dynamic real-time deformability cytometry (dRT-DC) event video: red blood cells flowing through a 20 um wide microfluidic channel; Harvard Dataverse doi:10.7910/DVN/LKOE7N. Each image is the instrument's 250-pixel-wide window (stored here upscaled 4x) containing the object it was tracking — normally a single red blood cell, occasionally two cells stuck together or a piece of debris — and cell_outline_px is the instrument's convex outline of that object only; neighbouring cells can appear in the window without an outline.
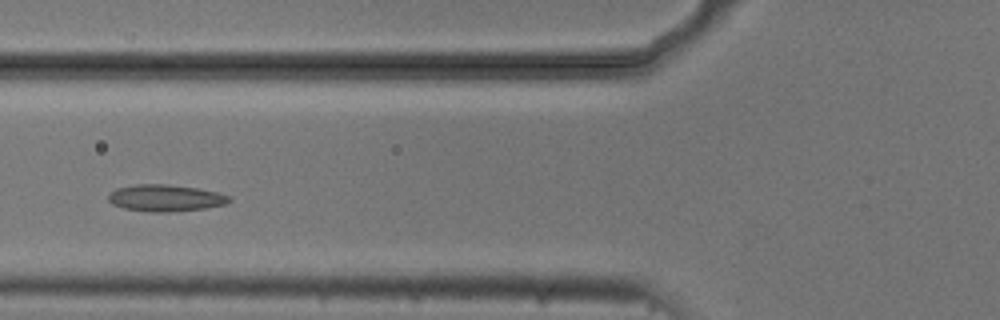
{"species": "common noctule bat (a hibernating species)", "species_latin": "Nyctalus noctula", "temperature_condition": "cold", "stored_images_in_passage": 5, "camera_frame_rate_fps": 3000, "um_per_image_px": 0.085, "animal": {"sex": "male", "body_mass_g": 20.5, "forearm_length_mm": 52.5}, "frame": {"image": 1, "passage_image": 5, "time_ms": 1.333, "image_size_px": [1000, 320], "cell_outline_px": [[232, 200], [224, 204], [204, 208], [172, 212], [148, 212], [124, 208], [112, 204], [108, 200], [108, 196], [116, 188], [136, 184], [168, 184], [200, 188], [220, 192], [232, 196]], "centroid_in_image_um": [14.1, 16.82], "position_along_channel_um": 111.7, "area_um2": 19.07}}